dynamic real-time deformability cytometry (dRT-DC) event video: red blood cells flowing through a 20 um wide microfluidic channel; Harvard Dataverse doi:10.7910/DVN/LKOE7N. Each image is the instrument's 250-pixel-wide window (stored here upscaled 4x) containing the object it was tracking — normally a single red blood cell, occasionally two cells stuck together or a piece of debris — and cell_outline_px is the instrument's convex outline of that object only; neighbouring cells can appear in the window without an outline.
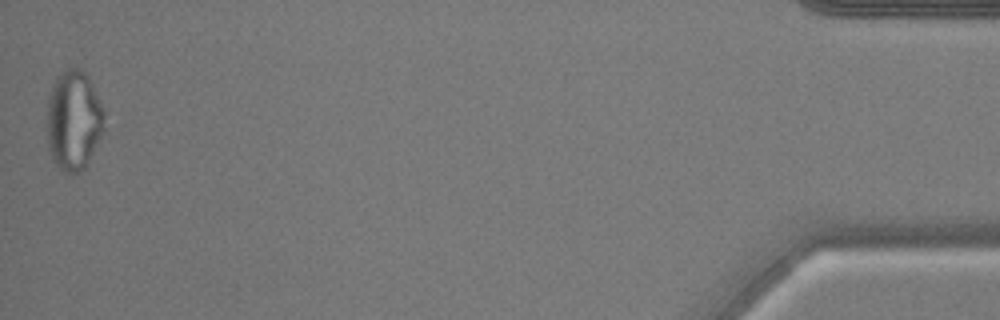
{"species": "common noctule bat (a hibernating species)", "species_latin": "Nyctalus noctula", "temperature_condition": "warm", "stored_images_in_passage": 39, "camera_frame_rate_fps": 3000, "um_per_image_px": 0.085, "animal": {"sex": "male", "body_mass_g": 17.9, "forearm_length_mm": 54.2}, "frame": {"image": 1, "passage_image": 39, "time_ms": 12.667, "image_size_px": [1000, 320], "cell_outline_px": [[104, 128], [84, 168], [80, 172], [72, 176], [64, 172], [56, 164], [48, 148], [48, 100], [52, 84], [56, 76], [60, 72], [68, 68], [80, 68], [88, 76], [104, 108]], "centroid_in_image_um": [6.26, 10.21], "position_along_channel_um": 428.9, "area_um2": 33.29}, "authors_computed_cell_mechanics": {"area_um2": 27.6284, "velocity_mm_per_s": 3.8099, "shape_relaxation_time_tau1_ms": null, "shape_relaxation_time_tau2_ms": 1.1108, "deformation_change_tau1": null, "deformation_change_tau2": 0.0921}}